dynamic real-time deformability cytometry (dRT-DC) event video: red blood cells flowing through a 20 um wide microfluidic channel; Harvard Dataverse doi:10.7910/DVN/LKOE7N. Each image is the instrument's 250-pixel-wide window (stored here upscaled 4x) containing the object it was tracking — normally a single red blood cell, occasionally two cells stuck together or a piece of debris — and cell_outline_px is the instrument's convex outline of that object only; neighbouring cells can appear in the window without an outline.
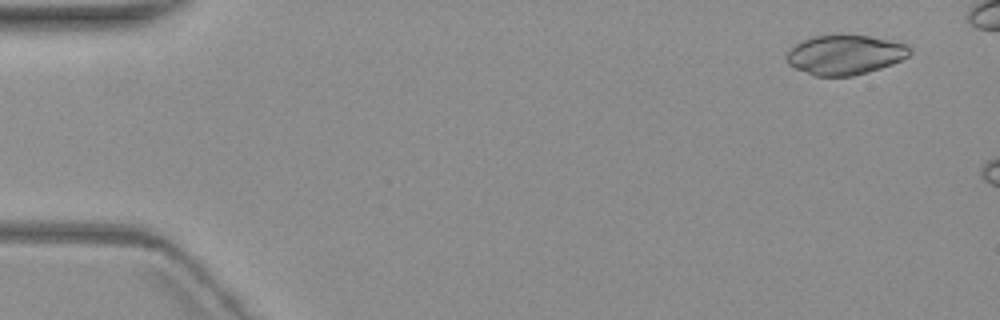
{"species": "common noctule bat (a hibernating species)", "species_latin": "Nyctalus noctula", "temperature_condition": "warm", "stored_images_in_passage": 6, "camera_frame_rate_fps": 3000, "um_per_image_px": 0.085, "animal": {"sex": "female", "body_mass_g": 19.3, "forearm_length_mm": 54.1}, "frame": {"image": 1, "passage_image": 2, "time_ms": 1.0, "image_size_px": [1000, 320], "cell_outline_px": [[912, 52], [908, 56], [892, 64], [868, 72], [852, 76], [816, 76], [796, 68], [788, 64], [784, 56], [796, 44], [804, 40], [816, 36], [836, 32], [840, 32], [868, 36], [908, 44], [912, 48]], "centroid_in_image_um": [71.84, 4.62], "position_along_channel_um": 13.2, "area_um2": 28.9}}